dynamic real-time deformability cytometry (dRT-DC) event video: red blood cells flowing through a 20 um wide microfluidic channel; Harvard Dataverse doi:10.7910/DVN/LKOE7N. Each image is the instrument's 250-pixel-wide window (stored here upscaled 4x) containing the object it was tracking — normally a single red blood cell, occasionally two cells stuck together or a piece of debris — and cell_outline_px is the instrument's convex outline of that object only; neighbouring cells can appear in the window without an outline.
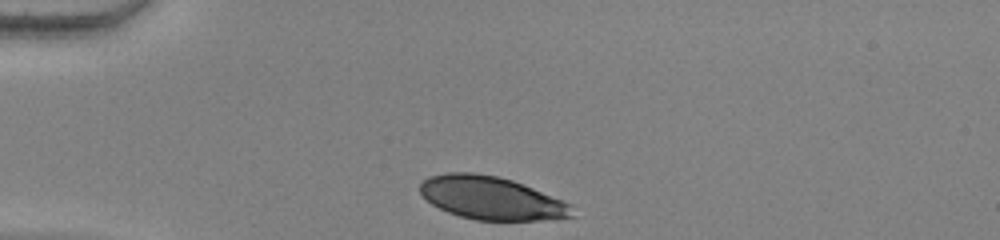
{"species": "human", "species_latin": "Homo sapiens", "temperature_condition": "warm", "stored_images_in_passage": 32, "camera_frame_rate_fps": 3000, "um_per_image_px": 0.085, "donor": {"sex": "female"}, "frame": {"image": 1, "passage_image": 1, "time_ms": 0.0, "image_size_px": [1000, 240], "cell_outline_px": [[576, 216], [556, 220], [476, 220], [460, 216], [448, 212], [432, 204], [420, 192], [420, 184], [428, 176], [448, 172], [472, 172], [496, 176], [512, 180], [524, 184], [560, 200], [568, 204]], "centroid_in_image_um": [41.76, 16.84], "position_along_channel_um": 43.2, "area_um2": 37.97}}
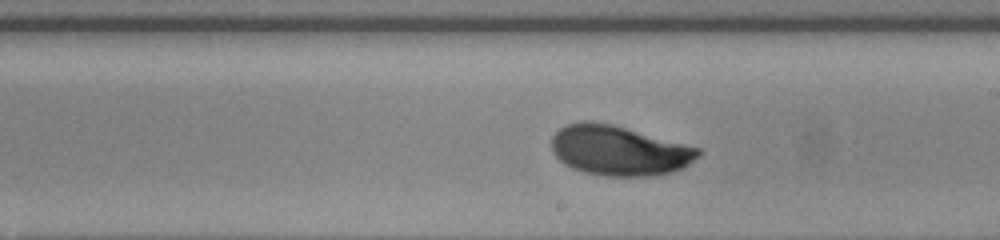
{"frame": {"image": 2, "passage_image": 19, "time_ms": 6.0, "image_size_px": [1000, 240], "cell_outline_px": [[700, 156], [684, 168], [672, 172], [652, 176], [604, 176], [584, 172], [572, 168], [564, 164], [552, 152], [552, 136], [560, 128], [568, 124], [584, 120], [592, 120], [612, 124], [700, 148]], "centroid_in_image_um": [52.61, 12.8], "position_along_channel_um": 236.4, "area_um2": 42.77}}
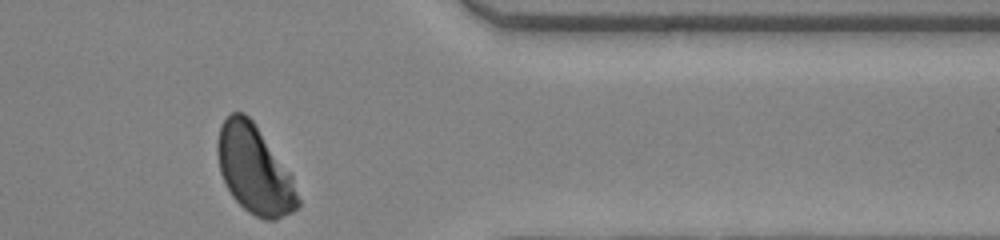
{"frame": {"image": 3, "passage_image": 32, "time_ms": 10.333, "image_size_px": [1000, 240], "cell_outline_px": [[300, 204], [292, 212], [276, 220], [264, 220], [248, 212], [232, 196], [220, 172], [216, 152], [216, 144], [220, 128], [224, 120], [232, 112], [244, 112], [256, 124], [292, 176], [300, 200]], "centroid_in_image_um": [21.62, 14.42], "position_along_channel_um": 389.8, "area_um2": 41.21}, "authors_computed_cell_mechanics": {"area_um2": 42.0784, "velocity_mm_per_s": 3.828, "shape_relaxation_time_tau1_ms": 3.1759, "shape_relaxation_time_tau2_ms": null, "deformation_change_tau1": 0.1408, "deformation_change_tau2": null}}